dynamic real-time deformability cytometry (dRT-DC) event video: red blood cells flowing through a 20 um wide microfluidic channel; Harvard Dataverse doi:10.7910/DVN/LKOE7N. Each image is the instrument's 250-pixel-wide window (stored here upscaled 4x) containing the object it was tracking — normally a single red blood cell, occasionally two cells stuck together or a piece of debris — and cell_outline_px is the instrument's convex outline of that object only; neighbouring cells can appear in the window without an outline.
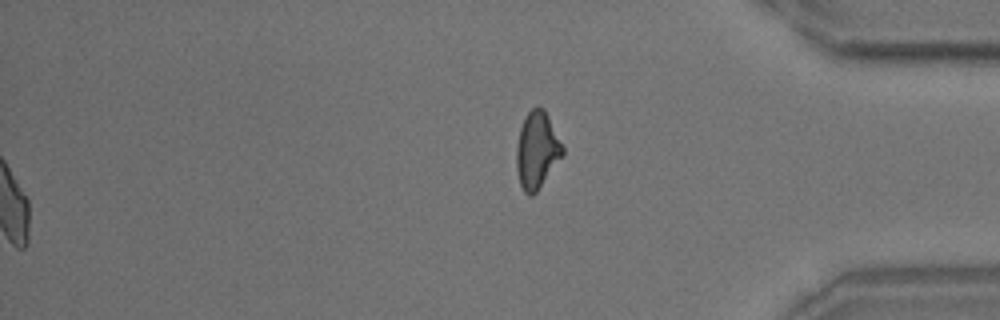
{"species": "common noctule bat (a hibernating species)", "species_latin": "Nyctalus noctula", "temperature_condition": "room temperature", "stored_images_in_passage": 51, "segment_of_instrument_passage": [2, 2], "camera_frame_rate_fps": 3000, "um_per_image_px": 0.085, "animal": {"sex": "male", "body_mass_g": 18.8}, "frame": {"image": 1, "passage_image": 51, "time_ms": 16.667, "image_size_px": [1000, 320], "cell_outline_px": [[564, 156], [536, 192], [532, 196], [528, 196], [524, 192], [520, 184], [516, 168], [516, 144], [520, 128], [524, 116], [532, 108], [544, 108], [564, 148]], "centroid_in_image_um": [45.63, 12.79], "position_along_channel_um": 389.6, "area_um2": 20.81}}